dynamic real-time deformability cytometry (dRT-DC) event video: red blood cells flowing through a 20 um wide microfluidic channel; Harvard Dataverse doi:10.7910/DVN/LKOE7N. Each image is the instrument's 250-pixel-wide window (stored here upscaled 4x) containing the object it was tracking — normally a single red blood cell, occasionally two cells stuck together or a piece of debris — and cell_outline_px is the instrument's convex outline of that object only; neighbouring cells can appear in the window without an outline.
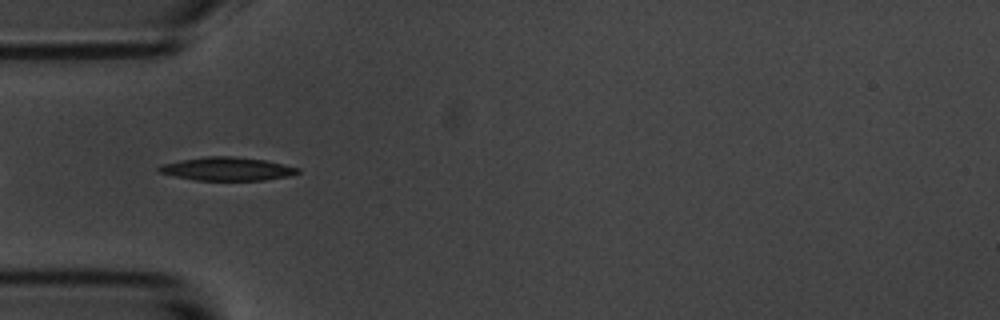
{"species": "common noctule bat (a hibernating species)", "species_latin": "Nyctalus noctula", "temperature_condition": "room temperature", "stored_images_in_passage": 16, "camera_frame_rate_fps": 3000, "um_per_image_px": 0.085, "animal": {"sex": "male", "body_mass_g": 20.1, "forearm_length_mm": 53.5}, "frame": {"image": 1, "passage_image": 3, "time_ms": 0.667, "image_size_px": [1000, 320], "cell_outline_px": [[300, 172], [288, 176], [264, 180], [196, 180], [176, 176], [160, 172], [156, 168], [160, 164], [180, 160], [204, 156], [236, 156], [264, 160], [300, 168]], "centroid_in_image_um": [19.28, 14.34], "position_along_channel_um": 65.7, "area_um2": 18.84}}
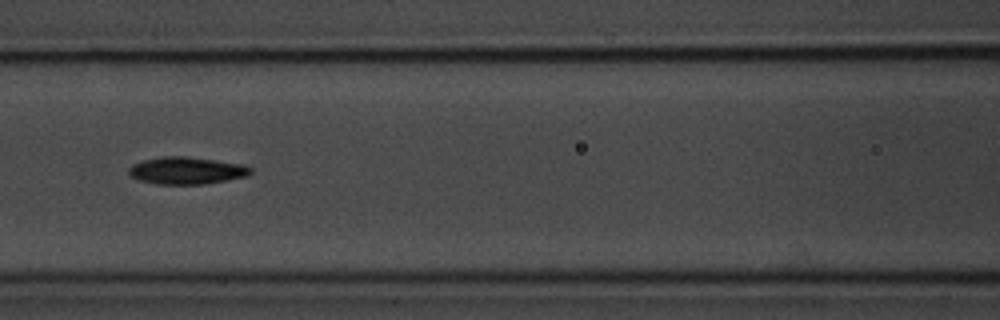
{"frame": {"image": 2, "passage_image": 10, "time_ms": 3.0, "image_size_px": [1000, 320], "cell_outline_px": [[252, 172], [248, 176], [204, 184], [156, 184], [140, 180], [132, 176], [128, 172], [128, 168], [132, 164], [144, 160], [164, 156], [184, 156], [244, 164], [252, 168]], "centroid_in_image_um": [15.87, 14.5], "position_along_channel_um": 150.7, "area_um2": 19.25}}